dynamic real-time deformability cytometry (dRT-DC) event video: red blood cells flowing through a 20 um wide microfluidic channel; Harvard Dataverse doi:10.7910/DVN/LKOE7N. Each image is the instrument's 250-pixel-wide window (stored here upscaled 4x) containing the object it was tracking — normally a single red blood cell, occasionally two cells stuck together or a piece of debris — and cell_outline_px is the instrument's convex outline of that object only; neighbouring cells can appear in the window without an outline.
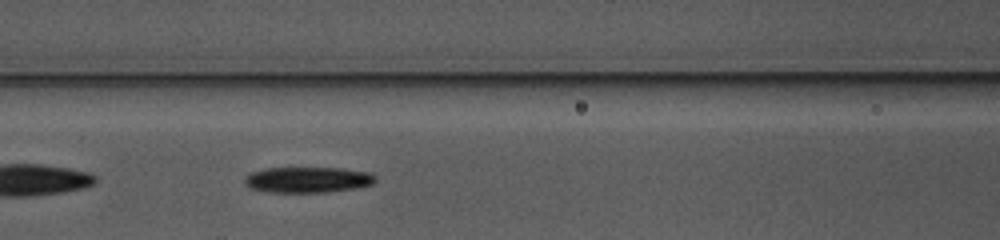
{"species": "common noctule bat (a hibernating species)", "species_latin": "Nyctalus noctula", "temperature_condition": "warm", "stored_images_in_passage": 30, "camera_frame_rate_fps": 3000, "um_per_image_px": 0.085, "animal": {"sex": "female", "body_mass_g": 10.0, "forearm_length_mm": 53.1}, "frame": {"image": 1, "passage_image": 8, "time_ms": 2.333, "image_size_px": [1000, 240], "cell_outline_px": [[368, 180], [360, 184], [328, 188], [276, 188], [256, 184], [252, 180], [252, 176], [268, 172], [344, 172], [368, 176]], "centroid_in_image_um": [26.21, 15.27], "position_along_channel_um": 140.4, "area_um2": 11.56}}
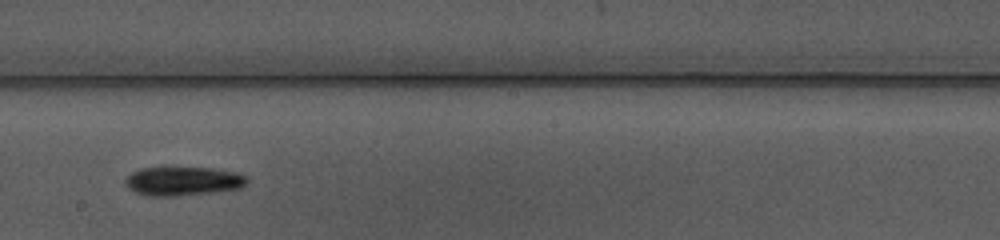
{"frame": {"image": 2, "passage_image": 15, "time_ms": 4.667, "image_size_px": [1000, 240], "cell_outline_px": [[240, 180], [236, 184], [208, 188], [164, 192], [156, 192], [140, 188], [132, 180], [136, 176], [148, 172], [204, 172], [236, 176]], "centroid_in_image_um": [15.5, 15.38], "position_along_channel_um": 232.7, "area_um2": 11.79}}
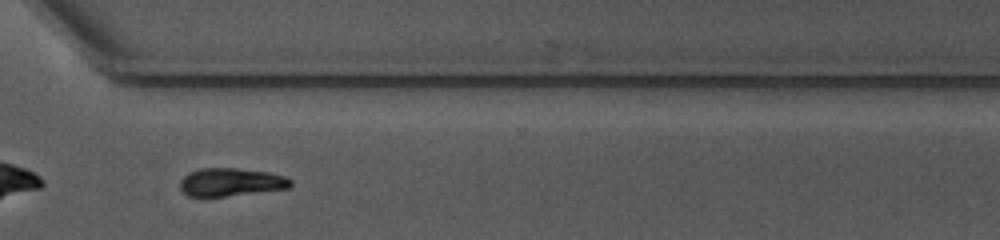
{"frame": {"image": 3, "passage_image": 24, "time_ms": 7.667, "image_size_px": [1000, 240], "cell_outline_px": [[288, 184], [272, 188], [216, 196], [200, 196], [188, 192], [184, 188], [184, 180], [188, 176], [196, 172], [252, 172], [272, 176], [288, 180]], "centroid_in_image_um": [19.51, 15.55], "position_along_channel_um": 351.1, "area_um2": 13.64}}